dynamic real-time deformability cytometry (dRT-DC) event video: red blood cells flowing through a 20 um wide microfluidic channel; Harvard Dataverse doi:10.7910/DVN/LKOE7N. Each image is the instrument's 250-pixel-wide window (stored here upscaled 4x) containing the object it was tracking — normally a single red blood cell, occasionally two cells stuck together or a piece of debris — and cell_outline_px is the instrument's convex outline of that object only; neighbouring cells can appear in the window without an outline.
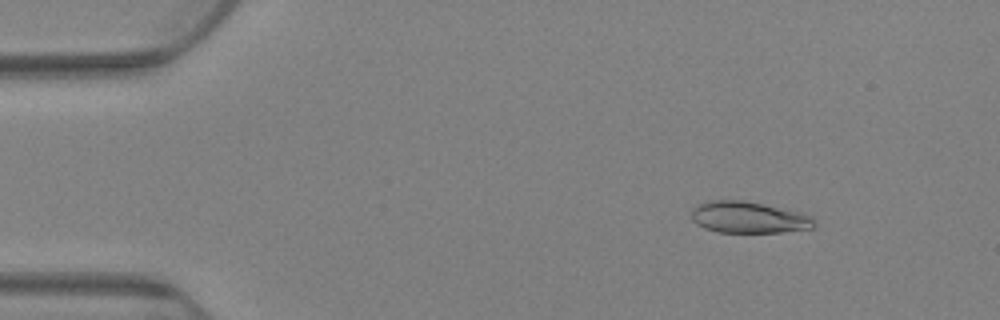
{"species": "Egyptian fruit bat (a non-hibernating species)", "species_latin": "Rousettus aegyptiacus", "temperature_condition": "warm", "stored_images_in_passage": 81, "camera_frame_rate_fps": 3000, "um_per_image_px": 0.085, "animal": {"sex": "female"}, "frame": {"image": 1, "passage_image": 11, "time_ms": 3.333, "image_size_px": [1000, 320], "cell_outline_px": [[816, 224], [812, 228], [780, 232], [716, 232], [704, 228], [696, 224], [692, 220], [692, 208], [700, 204], [712, 200], [744, 200], [804, 212], [812, 216]], "centroid_in_image_um": [63.66, 18.47], "position_along_channel_um": 21.3, "area_um2": 22.72}}
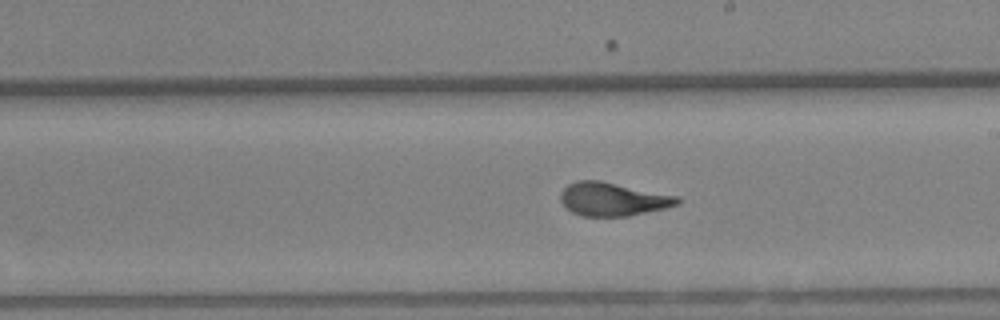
{"frame": {"image": 2, "passage_image": 47, "time_ms": 15.333, "image_size_px": [1000, 320], "cell_outline_px": [[680, 204], [664, 208], [628, 216], [580, 216], [572, 212], [560, 200], [560, 192], [568, 184], [580, 180], [600, 180], [680, 196]], "centroid_in_image_um": [52.1, 16.92], "position_along_channel_um": 236.9, "area_um2": 22.77}}
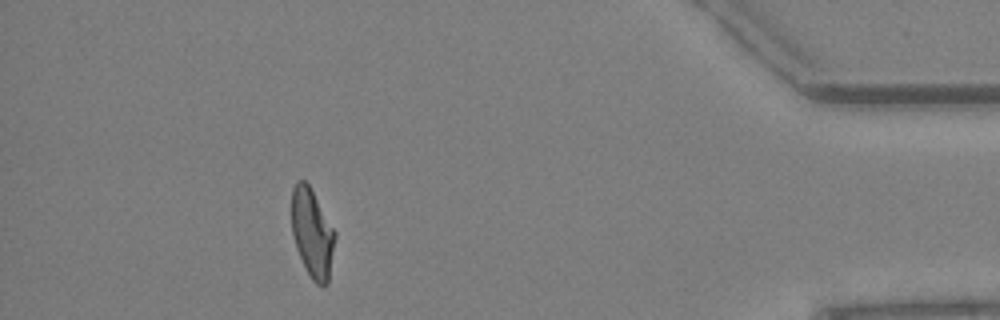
{"frame": {"image": 3, "passage_image": 73, "time_ms": 24.0, "image_size_px": [1000, 320], "cell_outline_px": [[336, 236], [328, 284], [324, 288], [316, 284], [312, 280], [296, 248], [292, 232], [292, 188], [296, 180], [304, 180], [308, 184], [336, 232]], "centroid_in_image_um": [26.55, 19.84], "position_along_channel_um": 408.6, "area_um2": 22.37}, "authors_computed_cell_mechanics": {"area_um2": 22.9466, "velocity_mm_per_s": 2.5719, "shape_relaxation_time_tau1_ms": 10.308, "shape_relaxation_time_tau2_ms": 1.22, "deformation_change_tau1": 0.2409, "deformation_change_tau2": 0.076}}